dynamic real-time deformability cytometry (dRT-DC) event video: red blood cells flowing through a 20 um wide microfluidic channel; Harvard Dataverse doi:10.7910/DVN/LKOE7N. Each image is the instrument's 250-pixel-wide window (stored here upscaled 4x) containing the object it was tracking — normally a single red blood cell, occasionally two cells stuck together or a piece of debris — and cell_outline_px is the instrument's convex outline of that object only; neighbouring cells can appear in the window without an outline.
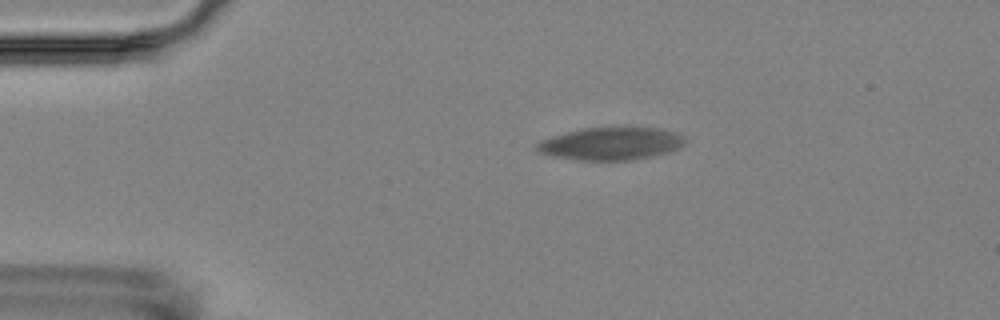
{"species": "Egyptian fruit bat (a non-hibernating species)", "species_latin": "Rousettus aegyptiacus", "temperature_condition": "room temperature", "stored_images_in_passage": 3, "camera_frame_rate_fps": 3000, "um_per_image_px": 0.085, "animal": {"sex": "female"}, "frame": {"image": 1, "passage_image": 1, "time_ms": 0.0, "image_size_px": [1000, 320], "cell_outline_px": [[684, 144], [668, 152], [652, 156], [632, 160], [580, 160], [552, 156], [536, 152], [536, 144], [540, 140], [552, 136], [584, 128], [624, 124], [628, 124], [660, 128], [684, 136]], "centroid_in_image_um": [51.93, 12.16], "position_along_channel_um": 33.1, "area_um2": 29.02}}